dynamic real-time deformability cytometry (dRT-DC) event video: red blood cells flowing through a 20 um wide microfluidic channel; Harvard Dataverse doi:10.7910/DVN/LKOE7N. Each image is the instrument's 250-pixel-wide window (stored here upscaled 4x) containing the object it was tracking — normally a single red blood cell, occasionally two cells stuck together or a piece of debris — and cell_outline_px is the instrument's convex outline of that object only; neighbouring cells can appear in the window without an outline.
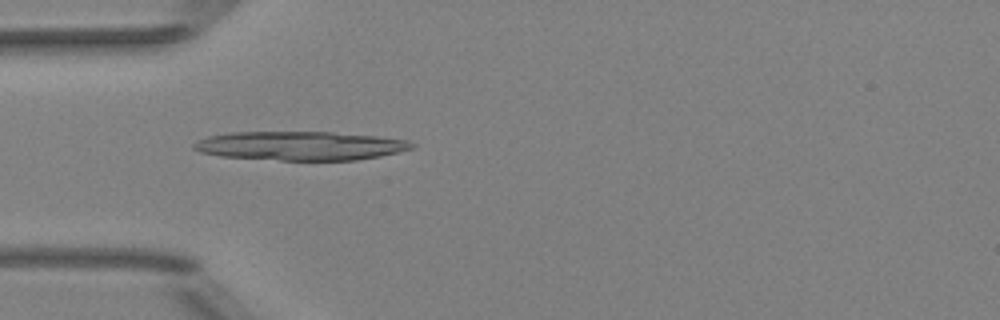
{"species": "Egyptian fruit bat (a non-hibernating species)", "species_latin": "Rousettus aegyptiacus", "temperature_condition": "room temperature", "stored_images_in_passage": 50, "camera_frame_rate_fps": 3000, "um_per_image_px": 0.085, "animal": {"sex": "female"}, "frame": {"image": 1, "passage_image": 15, "time_ms": 4.667, "image_size_px": [1000, 320], "cell_outline_px": [[416, 148], [380, 156], [356, 160], [280, 160], [220, 156], [200, 152], [192, 148], [192, 144], [208, 136], [232, 132], [332, 132], [376, 136], [408, 140], [416, 144]], "centroid_in_image_um": [25.56, 12.39], "position_along_channel_um": 59.4, "area_um2": 36.7}}
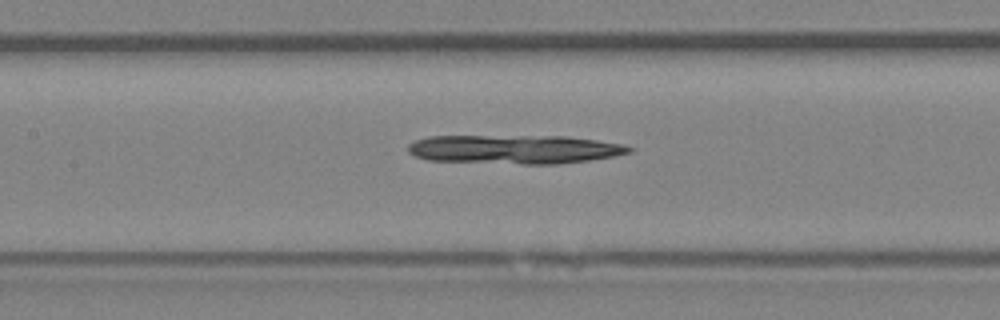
{"frame": {"image": 2, "passage_image": 23, "time_ms": 7.333, "image_size_px": [1000, 320], "cell_outline_px": [[632, 152], [612, 156], [588, 160], [556, 164], [520, 164], [428, 160], [416, 156], [408, 152], [408, 144], [416, 140], [428, 136], [568, 136], [624, 144], [632, 148]], "centroid_in_image_um": [43.72, 12.69], "position_along_channel_um": 163.7, "area_um2": 37.22}}
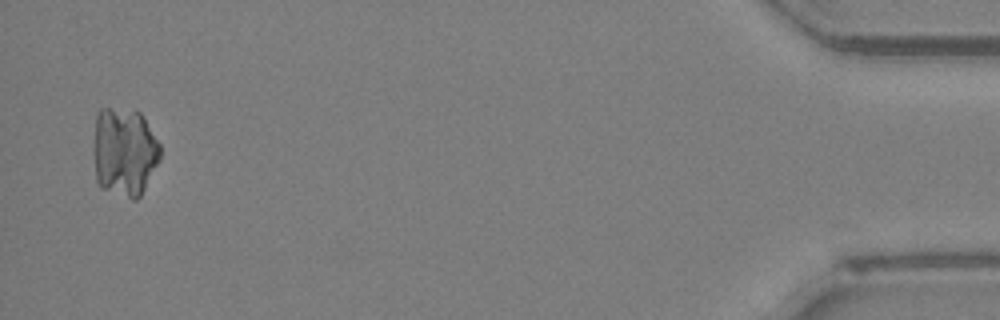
{"frame": {"image": 3, "passage_image": 49, "time_ms": 16.0, "image_size_px": [1000, 320], "cell_outline_px": [[160, 160], [140, 196], [136, 200], [132, 200], [100, 188], [96, 180], [92, 148], [92, 144], [96, 112], [100, 108], [108, 108], [140, 112], [144, 116], [160, 144]], "centroid_in_image_um": [10.54, 12.91], "position_along_channel_um": 424.7, "area_um2": 35.26}}